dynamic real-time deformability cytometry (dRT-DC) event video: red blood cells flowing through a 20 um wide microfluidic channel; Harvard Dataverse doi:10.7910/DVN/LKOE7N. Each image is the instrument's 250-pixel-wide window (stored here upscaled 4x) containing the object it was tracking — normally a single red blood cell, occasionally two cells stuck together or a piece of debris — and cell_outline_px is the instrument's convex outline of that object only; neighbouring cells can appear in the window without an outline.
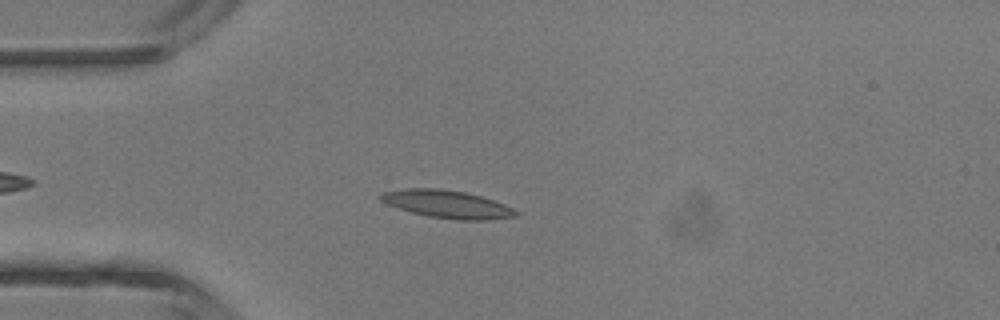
{"species": "common noctule bat (a hibernating species)", "species_latin": "Nyctalus noctula", "temperature_condition": "room temperature", "stored_images_in_passage": 2, "camera_frame_rate_fps": 3000, "um_per_image_px": 0.085, "animal": {"sex": "male", "body_mass_g": 13.3}, "frame": {"image": 1, "passage_image": 1, "time_ms": 0.0, "image_size_px": [1000, 320], "cell_outline_px": [[520, 212], [516, 216], [488, 220], [456, 220], [428, 216], [412, 212], [388, 204], [380, 200], [376, 196], [380, 192], [408, 188], [440, 188], [464, 192], [480, 196], [504, 204]], "centroid_in_image_um": [37.98, 17.35], "position_along_channel_um": 47.0, "area_um2": 21.85}}